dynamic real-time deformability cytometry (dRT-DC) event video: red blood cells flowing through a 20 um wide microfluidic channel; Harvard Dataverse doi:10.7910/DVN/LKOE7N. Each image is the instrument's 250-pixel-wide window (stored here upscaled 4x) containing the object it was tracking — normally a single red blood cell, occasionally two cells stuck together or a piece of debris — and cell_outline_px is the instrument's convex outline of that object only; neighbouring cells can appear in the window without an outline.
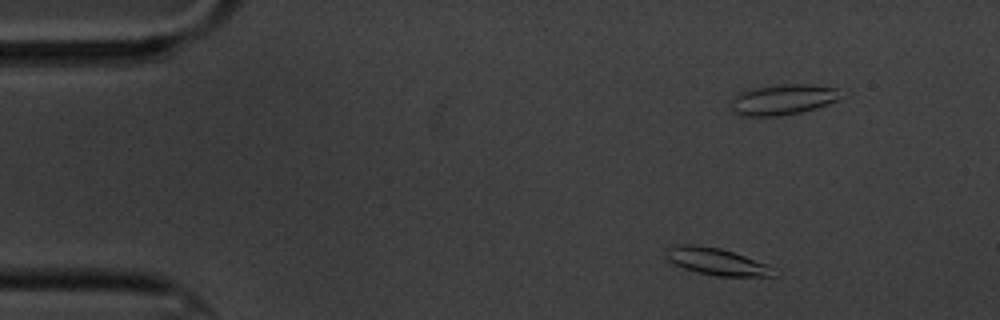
{"species": "common noctule bat (a hibernating species)", "species_latin": "Nyctalus noctula", "temperature_condition": "cold", "stored_images_in_passage": 4, "camera_frame_rate_fps": 3000, "um_per_image_px": 0.085, "animal": {"sex": "male", "body_mass_g": 20.1, "forearm_length_mm": 53.5}, "frame": {"image": 1, "passage_image": 1, "time_ms": 0.0, "image_size_px": [1000, 320], "cell_outline_px": [[776, 276], [716, 276], [696, 272], [684, 268], [668, 260], [664, 248], [676, 244], [692, 244], [720, 248], [768, 264]], "centroid_in_image_um": [60.85, 22.22], "position_along_channel_um": 24.2, "area_um2": 16.82}}
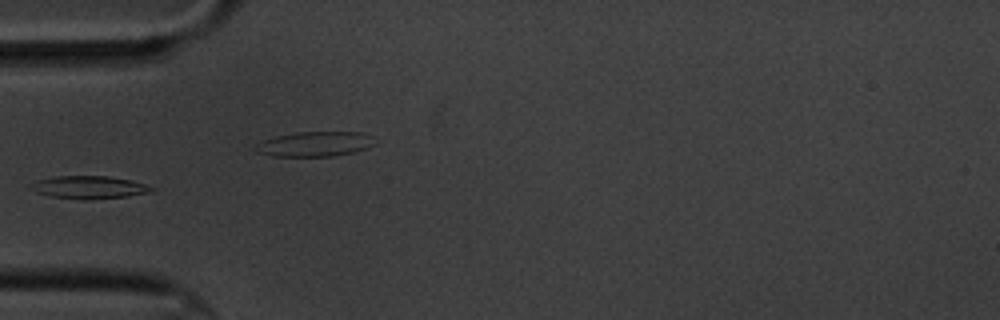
{"frame": {"image": 2, "passage_image": 4, "time_ms": 3.667, "image_size_px": [1000, 320], "cell_outline_px": [[156, 188], [152, 192], [128, 196], [84, 200], [80, 200], [52, 196], [36, 192], [28, 188], [36, 180], [56, 176], [108, 176], [132, 180]], "centroid_in_image_um": [7.58, 15.92], "position_along_channel_um": 77.4, "area_um2": 16.07}}